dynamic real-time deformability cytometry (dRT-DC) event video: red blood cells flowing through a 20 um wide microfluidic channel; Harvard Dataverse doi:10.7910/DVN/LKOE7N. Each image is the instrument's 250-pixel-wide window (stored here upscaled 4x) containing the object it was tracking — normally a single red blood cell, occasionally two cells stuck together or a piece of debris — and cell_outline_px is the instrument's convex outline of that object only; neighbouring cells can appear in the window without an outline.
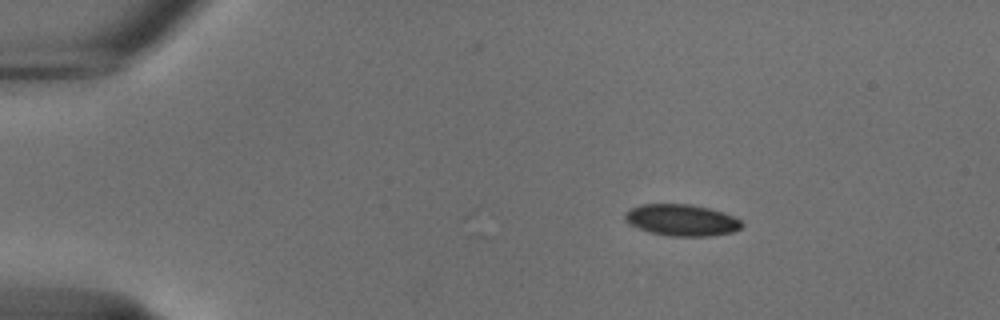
{"species": "common noctule bat (a hibernating species)", "species_latin": "Nyctalus noctula", "temperature_condition": "cold", "stored_images_in_passage": 17, "camera_frame_rate_fps": 3000, "um_per_image_px": 0.085, "animal": {"sex": "male", "body_mass_g": 18.8}, "frame": {"image": 1, "passage_image": 1, "time_ms": 0.0, "image_size_px": [1000, 320], "cell_outline_px": [[744, 224], [740, 228], [732, 232], [712, 236], [668, 236], [648, 232], [628, 224], [624, 220], [624, 212], [628, 208], [640, 204], [688, 204], [708, 208], [732, 216], [740, 220]], "centroid_in_image_um": [57.86, 18.71], "position_along_channel_um": 27.1, "area_um2": 21.62}}
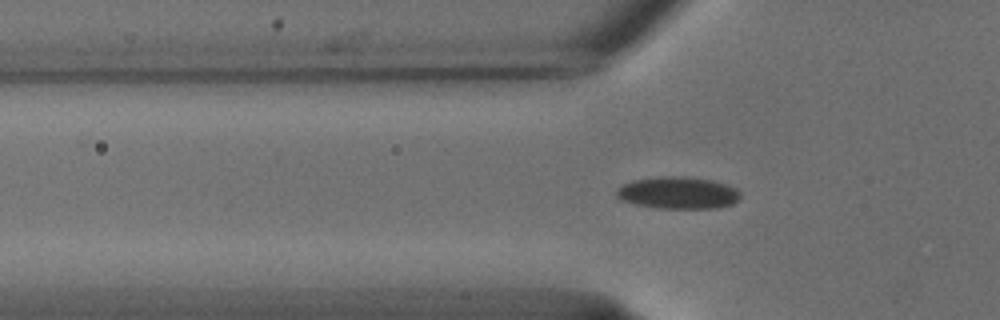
{"frame": {"image": 2, "passage_image": 10, "time_ms": 3.0, "image_size_px": [1000, 320], "cell_outline_px": [[740, 196], [732, 204], [716, 208], [656, 208], [636, 204], [620, 200], [616, 196], [616, 188], [632, 180], [660, 176], [684, 176], [712, 180], [724, 184], [740, 192]], "centroid_in_image_um": [57.57, 16.39], "position_along_channel_um": 68.2, "area_um2": 23.06}}
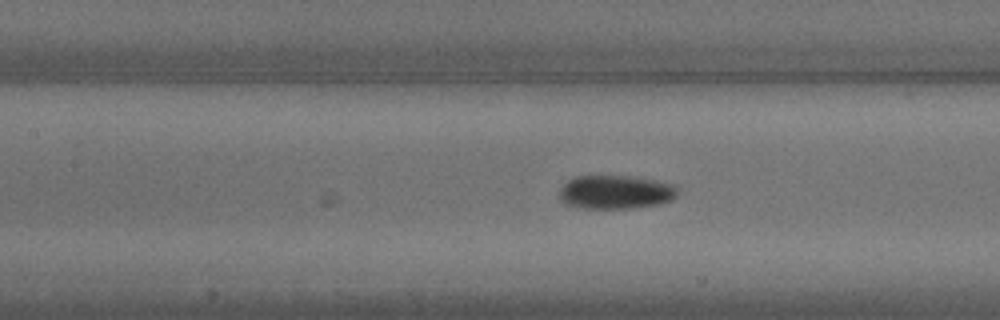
{"frame": {"image": 3, "passage_image": 17, "time_ms": 5.333, "image_size_px": [1000, 320], "cell_outline_px": [[680, 188], [676, 196], [672, 200], [660, 204], [632, 208], [584, 208], [564, 204], [560, 200], [560, 188], [568, 180], [576, 176], [636, 176], [656, 180], [672, 184]], "centroid_in_image_um": [52.36, 16.32], "position_along_channel_um": 155.0, "area_um2": 23.47}}